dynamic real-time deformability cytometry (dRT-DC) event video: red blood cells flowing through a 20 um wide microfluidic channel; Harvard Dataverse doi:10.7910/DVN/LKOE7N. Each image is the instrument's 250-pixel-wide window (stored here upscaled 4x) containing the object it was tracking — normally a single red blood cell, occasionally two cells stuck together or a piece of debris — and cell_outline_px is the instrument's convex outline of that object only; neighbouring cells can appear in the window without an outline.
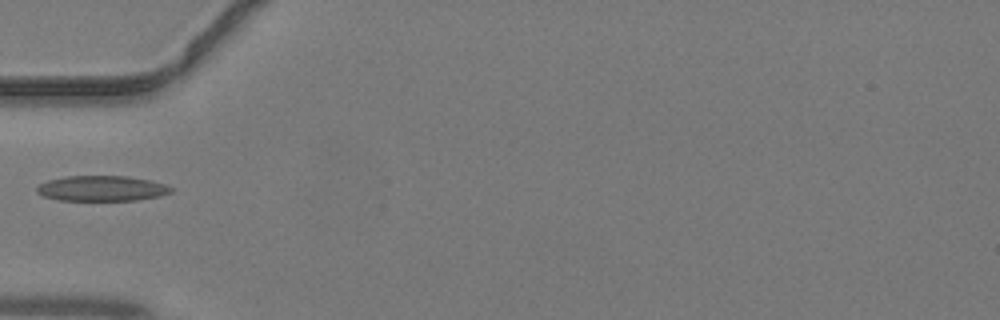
{"species": "common noctule bat (a hibernating species)", "species_latin": "Nyctalus noctula", "temperature_condition": "warm", "stored_images_in_passage": 30, "camera_frame_rate_fps": 3000, "um_per_image_px": 0.085, "animal": {"sex": "male", "body_mass_g": 19.2, "forearm_length_mm": 51.8}, "frame": {"image": 1, "passage_image": 1, "time_ms": 0.0, "image_size_px": [1000, 320], "cell_outline_px": [[172, 192], [160, 196], [136, 200], [60, 200], [44, 196], [36, 192], [36, 188], [40, 184], [48, 180], [64, 176], [128, 176], [152, 180], [164, 184], [172, 188]], "centroid_in_image_um": [8.66, 16.01], "position_along_channel_um": 76.3, "area_um2": 19.83}}
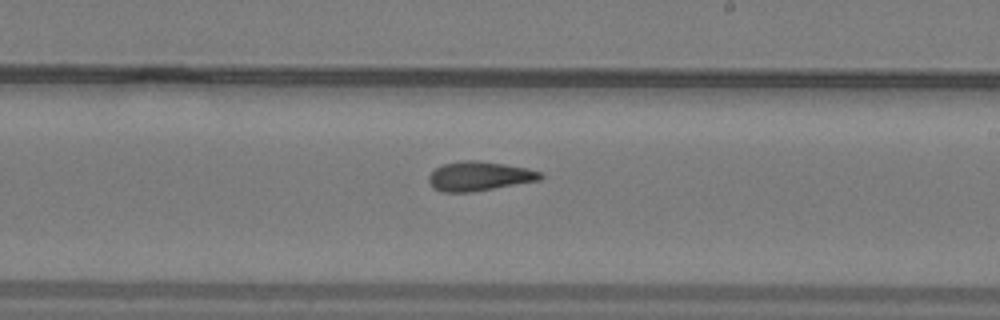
{"frame": {"image": 2, "passage_image": 12, "time_ms": 3.667, "image_size_px": [1000, 320], "cell_outline_px": [[544, 176], [540, 180], [472, 192], [444, 192], [432, 188], [428, 180], [428, 176], [436, 168], [444, 164], [464, 160], [480, 160], [528, 168], [544, 172]], "centroid_in_image_um": [40.76, 14.97], "position_along_channel_um": 248.2, "area_um2": 19.19}}
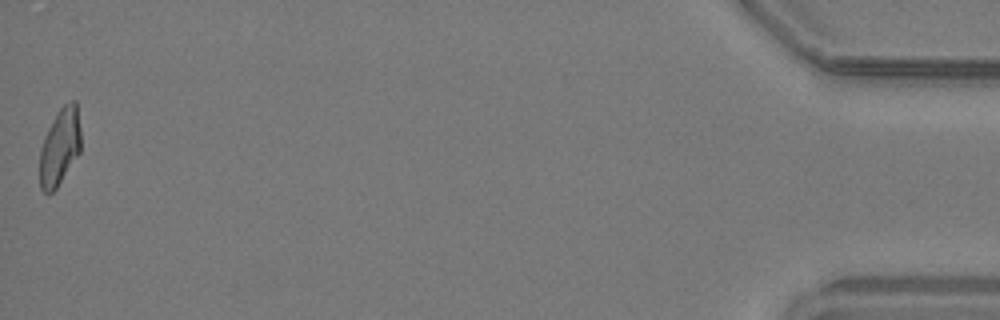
{"frame": {"image": 3, "passage_image": 30, "time_ms": 9.667, "image_size_px": [1000, 320], "cell_outline_px": [[80, 152], [56, 188], [52, 192], [44, 192], [40, 188], [40, 148], [48, 128], [60, 108], [68, 100], [76, 100], [80, 128]], "centroid_in_image_um": [5.09, 12.46], "position_along_channel_um": 430.1, "area_um2": 18.26}}